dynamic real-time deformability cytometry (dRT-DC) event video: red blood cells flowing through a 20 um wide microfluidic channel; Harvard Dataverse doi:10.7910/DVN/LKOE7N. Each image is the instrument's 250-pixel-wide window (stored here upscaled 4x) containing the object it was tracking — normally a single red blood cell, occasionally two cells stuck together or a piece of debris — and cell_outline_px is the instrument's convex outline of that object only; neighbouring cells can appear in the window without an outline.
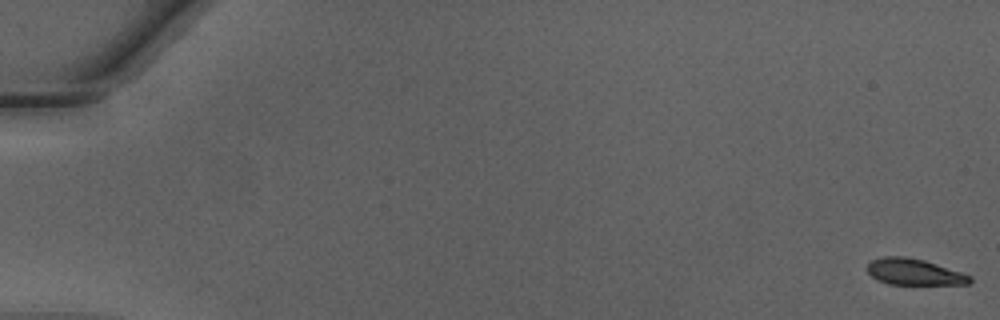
{"species": "Egyptian fruit bat (a non-hibernating species)", "species_latin": "Rousettus aegyptiacus", "temperature_condition": "warm", "stored_images_in_passage": 50, "camera_frame_rate_fps": 3000, "um_per_image_px": 0.085, "animal": {"sex": "male"}, "frame": {"image": 1, "passage_image": 1, "time_ms": 0.0, "image_size_px": [1000, 320], "cell_outline_px": [[972, 280], [968, 284], [888, 284], [876, 280], [868, 272], [868, 264], [872, 260], [884, 256], [904, 256], [924, 260], [972, 276]], "centroid_in_image_um": [77.68, 23.11], "position_along_channel_um": 7.3, "area_um2": 15.55}}
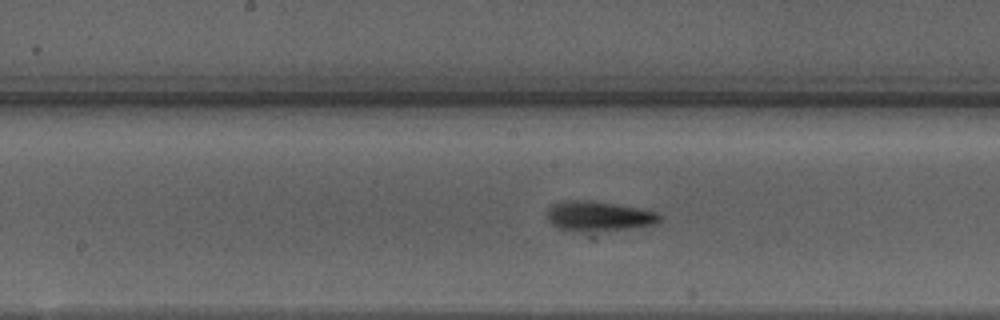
{"frame": {"image": 2, "passage_image": 27, "time_ms": 8.667, "image_size_px": [1000, 320], "cell_outline_px": [[660, 220], [652, 224], [592, 236], [588, 236], [556, 228], [548, 220], [548, 208], [552, 204], [564, 200], [592, 200], [636, 208], [656, 212], [660, 216]], "centroid_in_image_um": [50.8, 18.45], "position_along_channel_um": 197.4, "area_um2": 20.63}}
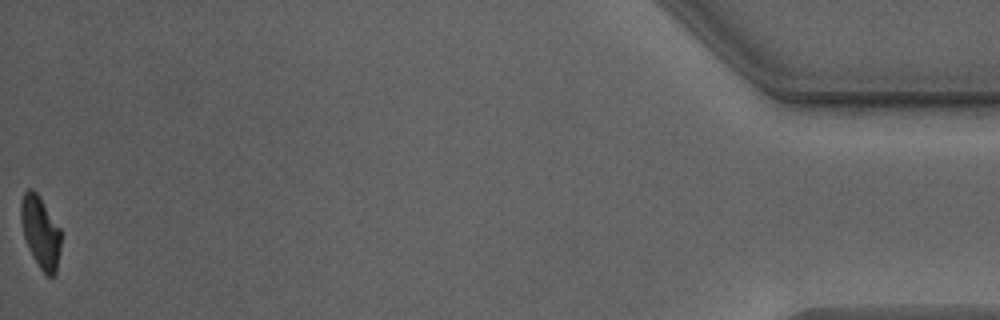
{"frame": {"image": 3, "passage_image": 50, "time_ms": 16.333, "image_size_px": [1000, 320], "cell_outline_px": [[60, 248], [56, 272], [52, 276], [48, 276], [40, 268], [32, 256], [24, 236], [20, 220], [20, 204], [24, 192], [28, 188], [32, 188], [40, 196], [60, 228]], "centroid_in_image_um": [3.42, 19.69], "position_along_channel_um": 431.8, "area_um2": 16.7}, "authors_computed_cell_mechanics": {"area_um2": 17.918, "velocity_mm_per_s": 4.2753, "shape_relaxation_time_tau1_ms": 3.5376, "shape_relaxation_time_tau2_ms": 2.1025, "deformation_change_tau1": 0.1455, "deformation_change_tau2": 0.09}}